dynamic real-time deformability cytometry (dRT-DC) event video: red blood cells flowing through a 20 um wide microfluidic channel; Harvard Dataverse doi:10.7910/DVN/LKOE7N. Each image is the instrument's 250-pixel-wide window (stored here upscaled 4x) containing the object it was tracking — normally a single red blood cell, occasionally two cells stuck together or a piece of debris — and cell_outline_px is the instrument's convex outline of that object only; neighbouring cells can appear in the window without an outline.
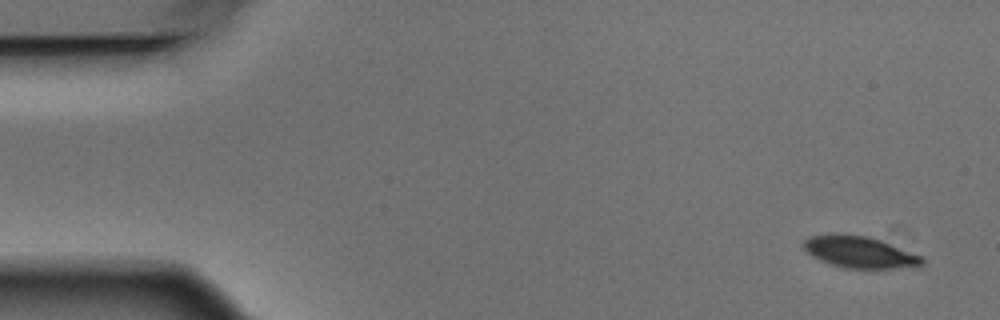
{"species": "Egyptian fruit bat (a non-hibernating species)", "species_latin": "Rousettus aegyptiacus", "temperature_condition": "warm", "stored_images_in_passage": 5, "camera_frame_rate_fps": 3000, "um_per_image_px": 0.085, "animal": {"sex": "male"}, "frame": {"image": 1, "passage_image": 1, "time_ms": 0.0, "image_size_px": [1000, 320], "cell_outline_px": [[924, 264], [892, 268], [844, 268], [820, 260], [812, 256], [804, 248], [804, 240], [808, 236], [868, 236], [880, 240], [924, 256]], "centroid_in_image_um": [73.12, 21.45], "position_along_channel_um": 11.9, "area_um2": 21.04}}
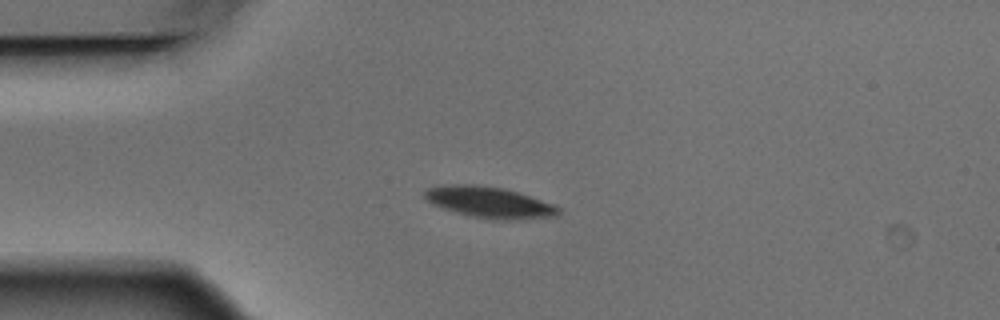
{"frame": {"image": 2, "passage_image": 4, "time_ms": 1.0, "image_size_px": [1000, 320], "cell_outline_px": [[560, 212], [556, 216], [524, 220], [492, 220], [472, 216], [456, 212], [432, 204], [424, 196], [424, 192], [428, 188], [444, 184], [476, 184], [504, 188], [552, 204], [560, 208]], "centroid_in_image_um": [41.59, 17.2], "position_along_channel_um": 43.4, "area_um2": 24.28}}